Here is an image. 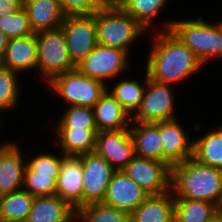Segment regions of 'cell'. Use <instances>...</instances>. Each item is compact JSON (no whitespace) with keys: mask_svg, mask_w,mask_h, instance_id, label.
Returning a JSON list of instances; mask_svg holds the SVG:
<instances>
[{"mask_svg":"<svg viewBox=\"0 0 222 222\" xmlns=\"http://www.w3.org/2000/svg\"><path fill=\"white\" fill-rule=\"evenodd\" d=\"M146 70L156 82L177 83L199 71L203 63L170 30L156 36Z\"/></svg>","mask_w":222,"mask_h":222,"instance_id":"obj_1","label":"cell"},{"mask_svg":"<svg viewBox=\"0 0 222 222\" xmlns=\"http://www.w3.org/2000/svg\"><path fill=\"white\" fill-rule=\"evenodd\" d=\"M169 190L174 199H196L217 205L222 193V169L189 158L170 166Z\"/></svg>","mask_w":222,"mask_h":222,"instance_id":"obj_2","label":"cell"},{"mask_svg":"<svg viewBox=\"0 0 222 222\" xmlns=\"http://www.w3.org/2000/svg\"><path fill=\"white\" fill-rule=\"evenodd\" d=\"M165 27L192 50L203 65L211 57L222 56V28L219 23L213 25L199 17L196 20L171 21Z\"/></svg>","mask_w":222,"mask_h":222,"instance_id":"obj_3","label":"cell"},{"mask_svg":"<svg viewBox=\"0 0 222 222\" xmlns=\"http://www.w3.org/2000/svg\"><path fill=\"white\" fill-rule=\"evenodd\" d=\"M98 44L124 50L146 30L120 6L102 7L94 13Z\"/></svg>","mask_w":222,"mask_h":222,"instance_id":"obj_4","label":"cell"},{"mask_svg":"<svg viewBox=\"0 0 222 222\" xmlns=\"http://www.w3.org/2000/svg\"><path fill=\"white\" fill-rule=\"evenodd\" d=\"M35 34L38 46L36 68L40 70L48 83L56 76L76 68L69 56L61 27Z\"/></svg>","mask_w":222,"mask_h":222,"instance_id":"obj_5","label":"cell"},{"mask_svg":"<svg viewBox=\"0 0 222 222\" xmlns=\"http://www.w3.org/2000/svg\"><path fill=\"white\" fill-rule=\"evenodd\" d=\"M48 84L71 104L69 106L90 108L107 89L106 84L82 74L77 68L56 76Z\"/></svg>","mask_w":222,"mask_h":222,"instance_id":"obj_6","label":"cell"},{"mask_svg":"<svg viewBox=\"0 0 222 222\" xmlns=\"http://www.w3.org/2000/svg\"><path fill=\"white\" fill-rule=\"evenodd\" d=\"M146 71V88L139 109L131 117L132 122L155 123L175 119L173 114L174 97L169 85L156 82Z\"/></svg>","mask_w":222,"mask_h":222,"instance_id":"obj_7","label":"cell"},{"mask_svg":"<svg viewBox=\"0 0 222 222\" xmlns=\"http://www.w3.org/2000/svg\"><path fill=\"white\" fill-rule=\"evenodd\" d=\"M72 62L77 65L97 45V29L92 15L66 16L60 26Z\"/></svg>","mask_w":222,"mask_h":222,"instance_id":"obj_8","label":"cell"},{"mask_svg":"<svg viewBox=\"0 0 222 222\" xmlns=\"http://www.w3.org/2000/svg\"><path fill=\"white\" fill-rule=\"evenodd\" d=\"M66 156L55 157L50 154H40L26 163L23 178V190L34 197L56 194L59 170Z\"/></svg>","mask_w":222,"mask_h":222,"instance_id":"obj_9","label":"cell"},{"mask_svg":"<svg viewBox=\"0 0 222 222\" xmlns=\"http://www.w3.org/2000/svg\"><path fill=\"white\" fill-rule=\"evenodd\" d=\"M129 54L120 49L98 44L76 68L90 78L106 83L116 77L128 65Z\"/></svg>","mask_w":222,"mask_h":222,"instance_id":"obj_10","label":"cell"},{"mask_svg":"<svg viewBox=\"0 0 222 222\" xmlns=\"http://www.w3.org/2000/svg\"><path fill=\"white\" fill-rule=\"evenodd\" d=\"M77 157L83 169V206L102 202L116 170L95 151Z\"/></svg>","mask_w":222,"mask_h":222,"instance_id":"obj_11","label":"cell"},{"mask_svg":"<svg viewBox=\"0 0 222 222\" xmlns=\"http://www.w3.org/2000/svg\"><path fill=\"white\" fill-rule=\"evenodd\" d=\"M122 171L149 195L169 191L170 167L164 162L135 155Z\"/></svg>","mask_w":222,"mask_h":222,"instance_id":"obj_12","label":"cell"},{"mask_svg":"<svg viewBox=\"0 0 222 222\" xmlns=\"http://www.w3.org/2000/svg\"><path fill=\"white\" fill-rule=\"evenodd\" d=\"M94 151L115 170H122L135 156L129 128L98 132Z\"/></svg>","mask_w":222,"mask_h":222,"instance_id":"obj_13","label":"cell"},{"mask_svg":"<svg viewBox=\"0 0 222 222\" xmlns=\"http://www.w3.org/2000/svg\"><path fill=\"white\" fill-rule=\"evenodd\" d=\"M149 196L122 170H116L109 182L102 203L113 208L133 212Z\"/></svg>","mask_w":222,"mask_h":222,"instance_id":"obj_14","label":"cell"},{"mask_svg":"<svg viewBox=\"0 0 222 222\" xmlns=\"http://www.w3.org/2000/svg\"><path fill=\"white\" fill-rule=\"evenodd\" d=\"M159 135L162 145V162L169 167L193 156V141L175 119L159 122Z\"/></svg>","mask_w":222,"mask_h":222,"instance_id":"obj_15","label":"cell"},{"mask_svg":"<svg viewBox=\"0 0 222 222\" xmlns=\"http://www.w3.org/2000/svg\"><path fill=\"white\" fill-rule=\"evenodd\" d=\"M56 194L75 211L83 207V169L76 156H66L61 164L56 185Z\"/></svg>","mask_w":222,"mask_h":222,"instance_id":"obj_16","label":"cell"},{"mask_svg":"<svg viewBox=\"0 0 222 222\" xmlns=\"http://www.w3.org/2000/svg\"><path fill=\"white\" fill-rule=\"evenodd\" d=\"M15 143L0 146V196L21 190L27 164Z\"/></svg>","mask_w":222,"mask_h":222,"instance_id":"obj_17","label":"cell"},{"mask_svg":"<svg viewBox=\"0 0 222 222\" xmlns=\"http://www.w3.org/2000/svg\"><path fill=\"white\" fill-rule=\"evenodd\" d=\"M38 46L36 34L10 38L0 65L19 72L37 67Z\"/></svg>","mask_w":222,"mask_h":222,"instance_id":"obj_18","label":"cell"},{"mask_svg":"<svg viewBox=\"0 0 222 222\" xmlns=\"http://www.w3.org/2000/svg\"><path fill=\"white\" fill-rule=\"evenodd\" d=\"M76 211L59 195L35 197L26 222H75Z\"/></svg>","mask_w":222,"mask_h":222,"instance_id":"obj_19","label":"cell"},{"mask_svg":"<svg viewBox=\"0 0 222 222\" xmlns=\"http://www.w3.org/2000/svg\"><path fill=\"white\" fill-rule=\"evenodd\" d=\"M33 33L61 26L66 15L58 0H23Z\"/></svg>","mask_w":222,"mask_h":222,"instance_id":"obj_20","label":"cell"},{"mask_svg":"<svg viewBox=\"0 0 222 222\" xmlns=\"http://www.w3.org/2000/svg\"><path fill=\"white\" fill-rule=\"evenodd\" d=\"M108 88L93 106V115L98 132L127 129L130 116ZM127 120V121H126Z\"/></svg>","mask_w":222,"mask_h":222,"instance_id":"obj_21","label":"cell"},{"mask_svg":"<svg viewBox=\"0 0 222 222\" xmlns=\"http://www.w3.org/2000/svg\"><path fill=\"white\" fill-rule=\"evenodd\" d=\"M170 192L149 195L130 213V222H174L175 202Z\"/></svg>","mask_w":222,"mask_h":222,"instance_id":"obj_22","label":"cell"},{"mask_svg":"<svg viewBox=\"0 0 222 222\" xmlns=\"http://www.w3.org/2000/svg\"><path fill=\"white\" fill-rule=\"evenodd\" d=\"M131 128H129V132L133 141L135 155L162 162L159 122L139 123L138 126Z\"/></svg>","mask_w":222,"mask_h":222,"instance_id":"obj_23","label":"cell"},{"mask_svg":"<svg viewBox=\"0 0 222 222\" xmlns=\"http://www.w3.org/2000/svg\"><path fill=\"white\" fill-rule=\"evenodd\" d=\"M57 133L65 156L77 157L95 150L97 129H58Z\"/></svg>","mask_w":222,"mask_h":222,"instance_id":"obj_24","label":"cell"},{"mask_svg":"<svg viewBox=\"0 0 222 222\" xmlns=\"http://www.w3.org/2000/svg\"><path fill=\"white\" fill-rule=\"evenodd\" d=\"M218 128L193 141L192 158L201 164L222 169V126Z\"/></svg>","mask_w":222,"mask_h":222,"instance_id":"obj_25","label":"cell"},{"mask_svg":"<svg viewBox=\"0 0 222 222\" xmlns=\"http://www.w3.org/2000/svg\"><path fill=\"white\" fill-rule=\"evenodd\" d=\"M34 198L23 189L0 196V222H26Z\"/></svg>","mask_w":222,"mask_h":222,"instance_id":"obj_26","label":"cell"},{"mask_svg":"<svg viewBox=\"0 0 222 222\" xmlns=\"http://www.w3.org/2000/svg\"><path fill=\"white\" fill-rule=\"evenodd\" d=\"M174 222H215L217 205L196 199H174Z\"/></svg>","mask_w":222,"mask_h":222,"instance_id":"obj_27","label":"cell"},{"mask_svg":"<svg viewBox=\"0 0 222 222\" xmlns=\"http://www.w3.org/2000/svg\"><path fill=\"white\" fill-rule=\"evenodd\" d=\"M167 2L168 0H124L120 7L146 30Z\"/></svg>","mask_w":222,"mask_h":222,"instance_id":"obj_28","label":"cell"},{"mask_svg":"<svg viewBox=\"0 0 222 222\" xmlns=\"http://www.w3.org/2000/svg\"><path fill=\"white\" fill-rule=\"evenodd\" d=\"M76 218L82 222H130L128 212L113 208L102 202L91 203L76 211Z\"/></svg>","mask_w":222,"mask_h":222,"instance_id":"obj_29","label":"cell"},{"mask_svg":"<svg viewBox=\"0 0 222 222\" xmlns=\"http://www.w3.org/2000/svg\"><path fill=\"white\" fill-rule=\"evenodd\" d=\"M146 87L135 80H124L118 83L111 94L131 116V113L139 109Z\"/></svg>","mask_w":222,"mask_h":222,"instance_id":"obj_30","label":"cell"},{"mask_svg":"<svg viewBox=\"0 0 222 222\" xmlns=\"http://www.w3.org/2000/svg\"><path fill=\"white\" fill-rule=\"evenodd\" d=\"M57 124V129H97L93 108L84 106H70Z\"/></svg>","mask_w":222,"mask_h":222,"instance_id":"obj_31","label":"cell"},{"mask_svg":"<svg viewBox=\"0 0 222 222\" xmlns=\"http://www.w3.org/2000/svg\"><path fill=\"white\" fill-rule=\"evenodd\" d=\"M0 31L9 39L34 34L29 24L28 14L23 6L11 15L0 17Z\"/></svg>","mask_w":222,"mask_h":222,"instance_id":"obj_32","label":"cell"},{"mask_svg":"<svg viewBox=\"0 0 222 222\" xmlns=\"http://www.w3.org/2000/svg\"><path fill=\"white\" fill-rule=\"evenodd\" d=\"M18 72L12 71L0 65V110L13 108L18 102L19 88Z\"/></svg>","mask_w":222,"mask_h":222,"instance_id":"obj_33","label":"cell"},{"mask_svg":"<svg viewBox=\"0 0 222 222\" xmlns=\"http://www.w3.org/2000/svg\"><path fill=\"white\" fill-rule=\"evenodd\" d=\"M60 4L66 16L92 15L103 7L99 0H61Z\"/></svg>","mask_w":222,"mask_h":222,"instance_id":"obj_34","label":"cell"},{"mask_svg":"<svg viewBox=\"0 0 222 222\" xmlns=\"http://www.w3.org/2000/svg\"><path fill=\"white\" fill-rule=\"evenodd\" d=\"M23 6V0H0V17L11 15Z\"/></svg>","mask_w":222,"mask_h":222,"instance_id":"obj_35","label":"cell"},{"mask_svg":"<svg viewBox=\"0 0 222 222\" xmlns=\"http://www.w3.org/2000/svg\"><path fill=\"white\" fill-rule=\"evenodd\" d=\"M9 38L0 31V63L4 56L5 49L7 48Z\"/></svg>","mask_w":222,"mask_h":222,"instance_id":"obj_36","label":"cell"},{"mask_svg":"<svg viewBox=\"0 0 222 222\" xmlns=\"http://www.w3.org/2000/svg\"><path fill=\"white\" fill-rule=\"evenodd\" d=\"M124 0H99L103 7L120 6Z\"/></svg>","mask_w":222,"mask_h":222,"instance_id":"obj_37","label":"cell"},{"mask_svg":"<svg viewBox=\"0 0 222 222\" xmlns=\"http://www.w3.org/2000/svg\"><path fill=\"white\" fill-rule=\"evenodd\" d=\"M215 222H222V211L216 210Z\"/></svg>","mask_w":222,"mask_h":222,"instance_id":"obj_38","label":"cell"},{"mask_svg":"<svg viewBox=\"0 0 222 222\" xmlns=\"http://www.w3.org/2000/svg\"><path fill=\"white\" fill-rule=\"evenodd\" d=\"M217 210L222 211V193L219 202L217 203Z\"/></svg>","mask_w":222,"mask_h":222,"instance_id":"obj_39","label":"cell"}]
</instances>
